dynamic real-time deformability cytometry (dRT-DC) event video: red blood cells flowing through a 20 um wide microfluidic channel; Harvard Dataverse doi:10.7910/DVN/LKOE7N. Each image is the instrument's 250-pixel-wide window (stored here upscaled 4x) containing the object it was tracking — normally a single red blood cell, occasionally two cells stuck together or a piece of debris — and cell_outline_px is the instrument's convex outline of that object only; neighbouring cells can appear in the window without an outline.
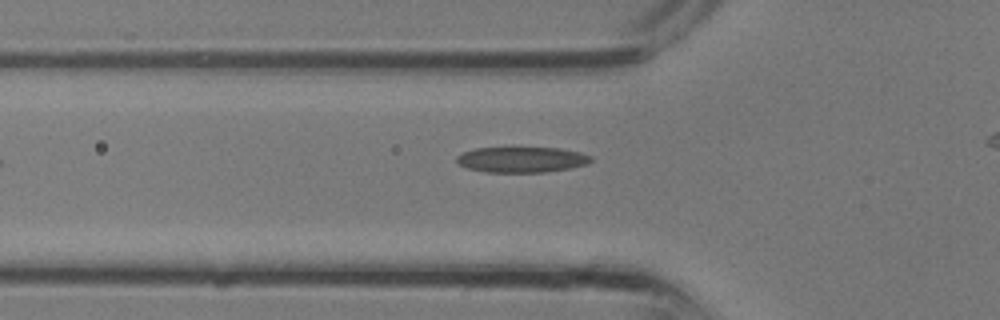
{"species": "common noctule bat (a hibernating species)", "species_latin": "Nyctalus noctula", "temperature_condition": "room temperature", "stored_images_in_passage": 5, "segment_of_instrument_passage": [1, 2], "camera_frame_rate_fps": 3000, "um_per_image_px": 0.085, "animal": {"sex": "male", "body_mass_g": 13.3}, "frame": {"image": 1, "passage_image": 3, "time_ms": 0.667, "image_size_px": [1000, 320], "cell_outline_px": [[592, 160], [588, 164], [568, 168], [544, 172], [484, 172], [468, 168], [460, 164], [456, 160], [456, 156], [464, 152], [476, 148], [560, 148], [580, 152], [592, 156]], "centroid_in_image_um": [44.36, 13.56], "position_along_channel_um": 81.4, "area_um2": 19.88}}